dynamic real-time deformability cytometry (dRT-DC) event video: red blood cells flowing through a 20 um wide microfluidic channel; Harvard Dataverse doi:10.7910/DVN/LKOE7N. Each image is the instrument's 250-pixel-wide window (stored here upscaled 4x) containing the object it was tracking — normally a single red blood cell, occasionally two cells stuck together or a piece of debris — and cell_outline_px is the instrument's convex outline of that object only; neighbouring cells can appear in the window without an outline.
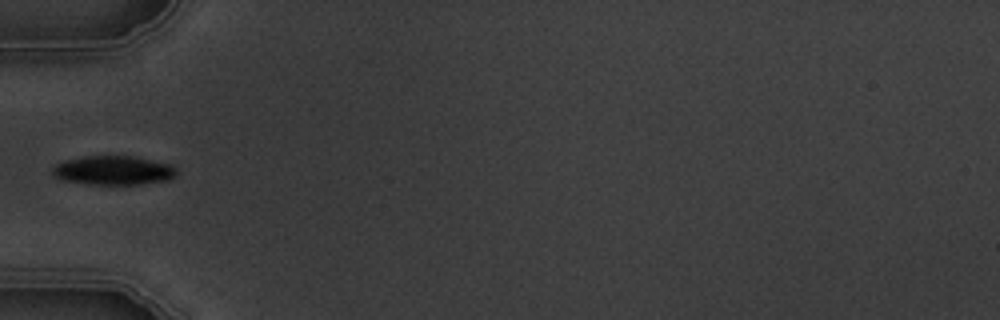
{"species": "common noctule bat (a hibernating species)", "species_latin": "Nyctalus noctula", "temperature_condition": "warm", "stored_images_in_passage": 3, "camera_frame_rate_fps": 3000, "um_per_image_px": 0.085, "animal": {"sex": "male", "body_mass_g": 19.5, "forearm_length_mm": 54.6}, "frame": {"image": 1, "passage_image": 2, "time_ms": 1.333, "image_size_px": [1000, 320], "cell_outline_px": [[176, 176], [168, 180], [140, 184], [88, 184], [64, 180], [56, 176], [52, 172], [52, 168], [56, 164], [64, 160], [88, 156], [132, 156], [172, 164], [176, 168]], "centroid_in_image_um": [9.67, 14.48], "position_along_channel_um": 75.3, "area_um2": 20.92}}
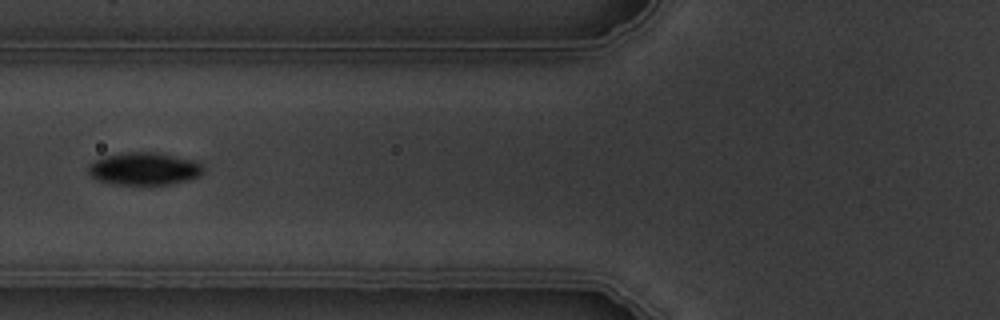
{"frame": {"image": 2, "passage_image": 3, "time_ms": 2.333, "image_size_px": [1000, 320], "cell_outline_px": [[204, 172], [200, 176], [188, 180], [172, 184], [116, 184], [100, 180], [92, 176], [88, 172], [88, 164], [104, 156], [124, 152], [160, 152], [196, 160], [204, 168]], "centroid_in_image_um": [12.31, 14.32], "position_along_channel_um": 113.5, "area_um2": 21.96}}